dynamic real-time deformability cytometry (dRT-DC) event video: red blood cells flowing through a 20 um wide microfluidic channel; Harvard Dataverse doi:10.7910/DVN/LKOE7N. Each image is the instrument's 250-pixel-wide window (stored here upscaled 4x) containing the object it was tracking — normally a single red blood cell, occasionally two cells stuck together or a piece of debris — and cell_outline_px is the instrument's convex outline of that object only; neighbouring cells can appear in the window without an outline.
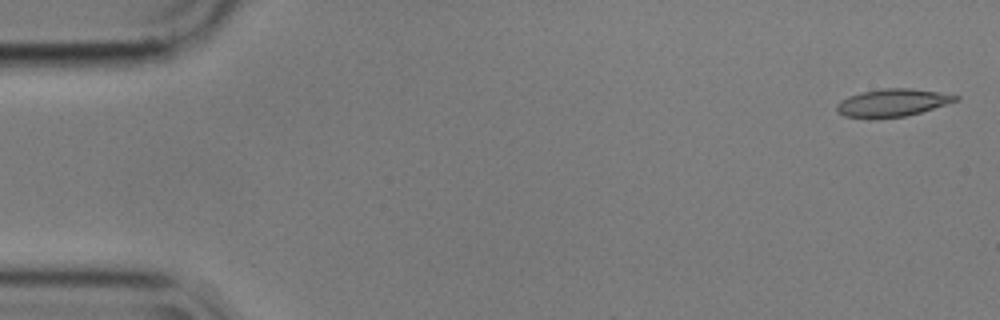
{"species": "common noctule bat (a hibernating species)", "species_latin": "Nyctalus noctula", "temperature_condition": "cold", "stored_images_in_passage": 56, "camera_frame_rate_fps": 3000, "um_per_image_px": 0.085, "animal": {"sex": "male", "body_mass_g": 17.9}, "frame": {"image": 1, "passage_image": 2, "time_ms": 0.333, "image_size_px": [1000, 320], "cell_outline_px": [[960, 100], [920, 112], [904, 116], [872, 120], [868, 120], [844, 116], [836, 112], [836, 104], [840, 100], [848, 96], [864, 92], [884, 88], [908, 88], [936, 92], [960, 96]], "centroid_in_image_um": [75.78, 8.76], "position_along_channel_um": 9.2, "area_um2": 19.36}}
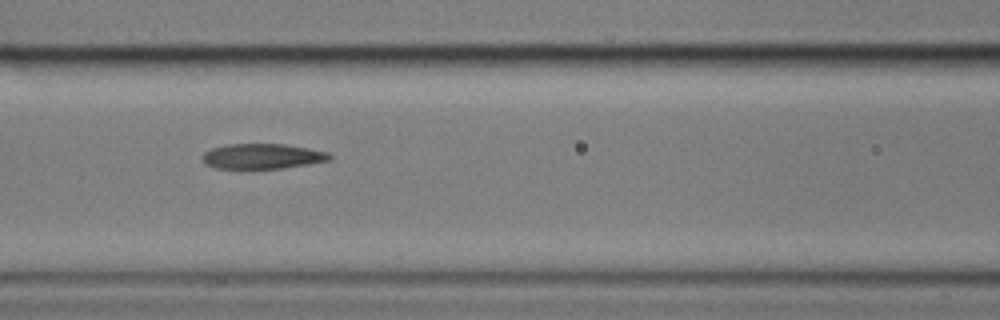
{"frame": {"image": 2, "passage_image": 24, "time_ms": 7.667, "image_size_px": [1000, 320], "cell_outline_px": [[332, 156], [328, 160], [308, 164], [280, 168], [216, 168], [208, 164], [204, 160], [204, 152], [212, 148], [224, 144], [284, 144], [308, 148], [328, 152]], "centroid_in_image_um": [22.31, 13.27], "position_along_channel_um": 144.3, "area_um2": 18.32}}
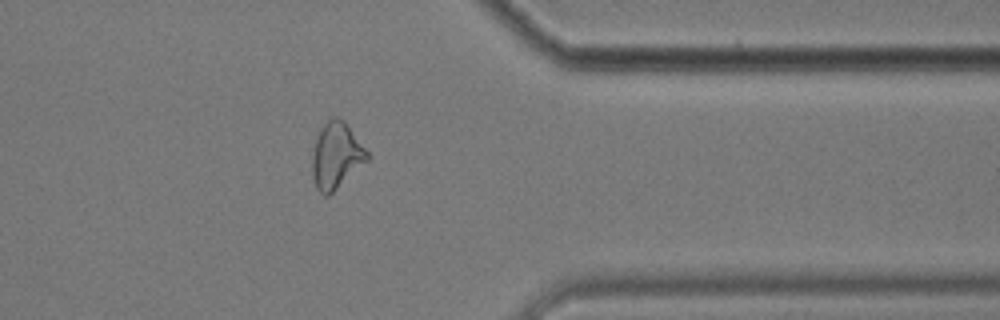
{"frame": {"image": 3, "passage_image": 45, "time_ms": 14.667, "image_size_px": [1000, 320], "cell_outline_px": [[372, 156], [368, 160], [328, 196], [324, 196], [316, 188], [312, 176], [312, 156], [316, 140], [320, 128], [328, 120], [336, 116], [344, 120], [348, 124]], "centroid_in_image_um": [28.6, 13.21], "position_along_channel_um": 382.8, "area_um2": 21.27}, "authors_computed_cell_mechanics": {"area_um2": 19.5653, "velocity_mm_per_s": 3.5757, "shape_relaxation_time_tau1_ms": 5.2951, "shape_relaxation_time_tau2_ms": 3.1072, "deformation_change_tau1": 0.1656, "deformation_change_tau2": 0.1185}}